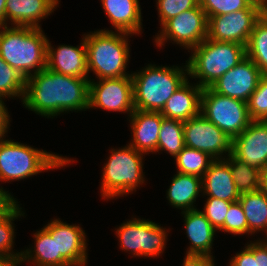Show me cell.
I'll return each instance as SVG.
<instances>
[{"mask_svg":"<svg viewBox=\"0 0 267 266\" xmlns=\"http://www.w3.org/2000/svg\"><path fill=\"white\" fill-rule=\"evenodd\" d=\"M27 78L18 70L8 65L0 56V97L21 99L23 102Z\"/></svg>","mask_w":267,"mask_h":266,"instance_id":"cell-30","label":"cell"},{"mask_svg":"<svg viewBox=\"0 0 267 266\" xmlns=\"http://www.w3.org/2000/svg\"><path fill=\"white\" fill-rule=\"evenodd\" d=\"M129 118L132 141L128 144L146 155L156 154L164 117L160 112L134 110Z\"/></svg>","mask_w":267,"mask_h":266,"instance_id":"cell-19","label":"cell"},{"mask_svg":"<svg viewBox=\"0 0 267 266\" xmlns=\"http://www.w3.org/2000/svg\"><path fill=\"white\" fill-rule=\"evenodd\" d=\"M232 203L214 197H207L201 212L206 216L210 224L216 230H219L224 225L228 209Z\"/></svg>","mask_w":267,"mask_h":266,"instance_id":"cell-37","label":"cell"},{"mask_svg":"<svg viewBox=\"0 0 267 266\" xmlns=\"http://www.w3.org/2000/svg\"><path fill=\"white\" fill-rule=\"evenodd\" d=\"M102 169L101 197L116 199L133 194L140 185L145 183L143 160L146 154L130 146L112 148ZM144 154V155H143Z\"/></svg>","mask_w":267,"mask_h":266,"instance_id":"cell-7","label":"cell"},{"mask_svg":"<svg viewBox=\"0 0 267 266\" xmlns=\"http://www.w3.org/2000/svg\"><path fill=\"white\" fill-rule=\"evenodd\" d=\"M185 146L223 160L232 152V139L201 113L183 122ZM227 155V156H226Z\"/></svg>","mask_w":267,"mask_h":266,"instance_id":"cell-11","label":"cell"},{"mask_svg":"<svg viewBox=\"0 0 267 266\" xmlns=\"http://www.w3.org/2000/svg\"><path fill=\"white\" fill-rule=\"evenodd\" d=\"M253 4L262 7L267 11V0H250Z\"/></svg>","mask_w":267,"mask_h":266,"instance_id":"cell-46","label":"cell"},{"mask_svg":"<svg viewBox=\"0 0 267 266\" xmlns=\"http://www.w3.org/2000/svg\"><path fill=\"white\" fill-rule=\"evenodd\" d=\"M116 228L120 249L132 257H159L166 248L169 229L159 223L137 217ZM168 230V231H167Z\"/></svg>","mask_w":267,"mask_h":266,"instance_id":"cell-8","label":"cell"},{"mask_svg":"<svg viewBox=\"0 0 267 266\" xmlns=\"http://www.w3.org/2000/svg\"><path fill=\"white\" fill-rule=\"evenodd\" d=\"M47 41L42 28L0 26V56L26 78L47 67Z\"/></svg>","mask_w":267,"mask_h":266,"instance_id":"cell-3","label":"cell"},{"mask_svg":"<svg viewBox=\"0 0 267 266\" xmlns=\"http://www.w3.org/2000/svg\"><path fill=\"white\" fill-rule=\"evenodd\" d=\"M246 56L267 74V11L257 20L246 45Z\"/></svg>","mask_w":267,"mask_h":266,"instance_id":"cell-27","label":"cell"},{"mask_svg":"<svg viewBox=\"0 0 267 266\" xmlns=\"http://www.w3.org/2000/svg\"><path fill=\"white\" fill-rule=\"evenodd\" d=\"M74 161L6 137L0 140V182L24 180L44 171L61 169Z\"/></svg>","mask_w":267,"mask_h":266,"instance_id":"cell-5","label":"cell"},{"mask_svg":"<svg viewBox=\"0 0 267 266\" xmlns=\"http://www.w3.org/2000/svg\"><path fill=\"white\" fill-rule=\"evenodd\" d=\"M135 110L160 112L167 100L189 79L187 62L183 66L148 64L134 72Z\"/></svg>","mask_w":267,"mask_h":266,"instance_id":"cell-2","label":"cell"},{"mask_svg":"<svg viewBox=\"0 0 267 266\" xmlns=\"http://www.w3.org/2000/svg\"><path fill=\"white\" fill-rule=\"evenodd\" d=\"M200 113L231 139L240 135L252 121L247 102L233 99L203 88Z\"/></svg>","mask_w":267,"mask_h":266,"instance_id":"cell-9","label":"cell"},{"mask_svg":"<svg viewBox=\"0 0 267 266\" xmlns=\"http://www.w3.org/2000/svg\"><path fill=\"white\" fill-rule=\"evenodd\" d=\"M177 172L203 177L214 161L207 153L185 146L174 158Z\"/></svg>","mask_w":267,"mask_h":266,"instance_id":"cell-31","label":"cell"},{"mask_svg":"<svg viewBox=\"0 0 267 266\" xmlns=\"http://www.w3.org/2000/svg\"><path fill=\"white\" fill-rule=\"evenodd\" d=\"M202 196L214 197L228 202H237L240 193L232 178L230 164L225 160H214L202 177Z\"/></svg>","mask_w":267,"mask_h":266,"instance_id":"cell-22","label":"cell"},{"mask_svg":"<svg viewBox=\"0 0 267 266\" xmlns=\"http://www.w3.org/2000/svg\"><path fill=\"white\" fill-rule=\"evenodd\" d=\"M251 120L267 121V74H262L258 87L247 101Z\"/></svg>","mask_w":267,"mask_h":266,"instance_id":"cell-34","label":"cell"},{"mask_svg":"<svg viewBox=\"0 0 267 266\" xmlns=\"http://www.w3.org/2000/svg\"><path fill=\"white\" fill-rule=\"evenodd\" d=\"M160 28L153 37L157 47L162 48L166 42L171 41L190 53V50L207 38L208 18L198 4L171 18Z\"/></svg>","mask_w":267,"mask_h":266,"instance_id":"cell-10","label":"cell"},{"mask_svg":"<svg viewBox=\"0 0 267 266\" xmlns=\"http://www.w3.org/2000/svg\"><path fill=\"white\" fill-rule=\"evenodd\" d=\"M20 259L0 257V266H20Z\"/></svg>","mask_w":267,"mask_h":266,"instance_id":"cell-43","label":"cell"},{"mask_svg":"<svg viewBox=\"0 0 267 266\" xmlns=\"http://www.w3.org/2000/svg\"><path fill=\"white\" fill-rule=\"evenodd\" d=\"M3 99L4 98L0 97V140L8 134V128L11 122L9 112Z\"/></svg>","mask_w":267,"mask_h":266,"instance_id":"cell-42","label":"cell"},{"mask_svg":"<svg viewBox=\"0 0 267 266\" xmlns=\"http://www.w3.org/2000/svg\"><path fill=\"white\" fill-rule=\"evenodd\" d=\"M185 147L183 122L168 118L162 119L157 152L165 151L173 158Z\"/></svg>","mask_w":267,"mask_h":266,"instance_id":"cell-29","label":"cell"},{"mask_svg":"<svg viewBox=\"0 0 267 266\" xmlns=\"http://www.w3.org/2000/svg\"><path fill=\"white\" fill-rule=\"evenodd\" d=\"M255 266H267V243L264 239L254 240Z\"/></svg>","mask_w":267,"mask_h":266,"instance_id":"cell-41","label":"cell"},{"mask_svg":"<svg viewBox=\"0 0 267 266\" xmlns=\"http://www.w3.org/2000/svg\"><path fill=\"white\" fill-rule=\"evenodd\" d=\"M187 59L188 76L202 89L210 87L246 57V46L206 38L191 51ZM197 78V79H196Z\"/></svg>","mask_w":267,"mask_h":266,"instance_id":"cell-6","label":"cell"},{"mask_svg":"<svg viewBox=\"0 0 267 266\" xmlns=\"http://www.w3.org/2000/svg\"><path fill=\"white\" fill-rule=\"evenodd\" d=\"M242 205L248 223V235L265 232L267 235V195L260 189L240 194L238 199Z\"/></svg>","mask_w":267,"mask_h":266,"instance_id":"cell-25","label":"cell"},{"mask_svg":"<svg viewBox=\"0 0 267 266\" xmlns=\"http://www.w3.org/2000/svg\"><path fill=\"white\" fill-rule=\"evenodd\" d=\"M83 35L88 73L93 72L95 79L119 78L132 74V71H127V63L131 58L128 38L134 35L111 29L90 31Z\"/></svg>","mask_w":267,"mask_h":266,"instance_id":"cell-4","label":"cell"},{"mask_svg":"<svg viewBox=\"0 0 267 266\" xmlns=\"http://www.w3.org/2000/svg\"><path fill=\"white\" fill-rule=\"evenodd\" d=\"M225 160L230 164L232 178L240 194L254 192L261 189L262 171L249 166L232 154Z\"/></svg>","mask_w":267,"mask_h":266,"instance_id":"cell-28","label":"cell"},{"mask_svg":"<svg viewBox=\"0 0 267 266\" xmlns=\"http://www.w3.org/2000/svg\"><path fill=\"white\" fill-rule=\"evenodd\" d=\"M34 247H27L22 251L20 258V265L27 262L33 266H56V246L55 237H51V234L43 227L41 230L33 234Z\"/></svg>","mask_w":267,"mask_h":266,"instance_id":"cell-26","label":"cell"},{"mask_svg":"<svg viewBox=\"0 0 267 266\" xmlns=\"http://www.w3.org/2000/svg\"><path fill=\"white\" fill-rule=\"evenodd\" d=\"M25 216L24 210L18 204L8 215L0 218V257L20 259L22 251L15 252V226L13 221Z\"/></svg>","mask_w":267,"mask_h":266,"instance_id":"cell-32","label":"cell"},{"mask_svg":"<svg viewBox=\"0 0 267 266\" xmlns=\"http://www.w3.org/2000/svg\"><path fill=\"white\" fill-rule=\"evenodd\" d=\"M89 78L60 74L47 67L27 78L23 106L45 118L89 109Z\"/></svg>","mask_w":267,"mask_h":266,"instance_id":"cell-1","label":"cell"},{"mask_svg":"<svg viewBox=\"0 0 267 266\" xmlns=\"http://www.w3.org/2000/svg\"><path fill=\"white\" fill-rule=\"evenodd\" d=\"M231 154L263 171L267 167V121L252 120L240 135L232 139Z\"/></svg>","mask_w":267,"mask_h":266,"instance_id":"cell-16","label":"cell"},{"mask_svg":"<svg viewBox=\"0 0 267 266\" xmlns=\"http://www.w3.org/2000/svg\"><path fill=\"white\" fill-rule=\"evenodd\" d=\"M229 266H255L254 241L247 242L243 250L233 255Z\"/></svg>","mask_w":267,"mask_h":266,"instance_id":"cell-38","label":"cell"},{"mask_svg":"<svg viewBox=\"0 0 267 266\" xmlns=\"http://www.w3.org/2000/svg\"><path fill=\"white\" fill-rule=\"evenodd\" d=\"M264 12V9H243L209 17L207 38L246 46L255 23Z\"/></svg>","mask_w":267,"mask_h":266,"instance_id":"cell-14","label":"cell"},{"mask_svg":"<svg viewBox=\"0 0 267 266\" xmlns=\"http://www.w3.org/2000/svg\"><path fill=\"white\" fill-rule=\"evenodd\" d=\"M198 4L199 0H156L160 26L178 14L195 8Z\"/></svg>","mask_w":267,"mask_h":266,"instance_id":"cell-36","label":"cell"},{"mask_svg":"<svg viewBox=\"0 0 267 266\" xmlns=\"http://www.w3.org/2000/svg\"><path fill=\"white\" fill-rule=\"evenodd\" d=\"M5 3L6 0H0V26H5Z\"/></svg>","mask_w":267,"mask_h":266,"instance_id":"cell-44","label":"cell"},{"mask_svg":"<svg viewBox=\"0 0 267 266\" xmlns=\"http://www.w3.org/2000/svg\"><path fill=\"white\" fill-rule=\"evenodd\" d=\"M77 46L58 45L57 48L47 41V68L54 72L79 77L89 78L87 67V50L84 35Z\"/></svg>","mask_w":267,"mask_h":266,"instance_id":"cell-17","label":"cell"},{"mask_svg":"<svg viewBox=\"0 0 267 266\" xmlns=\"http://www.w3.org/2000/svg\"><path fill=\"white\" fill-rule=\"evenodd\" d=\"M115 32L131 35L142 33V13L139 0H100Z\"/></svg>","mask_w":267,"mask_h":266,"instance_id":"cell-21","label":"cell"},{"mask_svg":"<svg viewBox=\"0 0 267 266\" xmlns=\"http://www.w3.org/2000/svg\"><path fill=\"white\" fill-rule=\"evenodd\" d=\"M9 191L0 186V218L8 215L17 205L18 201Z\"/></svg>","mask_w":267,"mask_h":266,"instance_id":"cell-39","label":"cell"},{"mask_svg":"<svg viewBox=\"0 0 267 266\" xmlns=\"http://www.w3.org/2000/svg\"><path fill=\"white\" fill-rule=\"evenodd\" d=\"M89 109L133 113L132 75L109 79H89Z\"/></svg>","mask_w":267,"mask_h":266,"instance_id":"cell-12","label":"cell"},{"mask_svg":"<svg viewBox=\"0 0 267 266\" xmlns=\"http://www.w3.org/2000/svg\"><path fill=\"white\" fill-rule=\"evenodd\" d=\"M188 79L165 103L160 111L164 118L185 122L200 114L203 89Z\"/></svg>","mask_w":267,"mask_h":266,"instance_id":"cell-23","label":"cell"},{"mask_svg":"<svg viewBox=\"0 0 267 266\" xmlns=\"http://www.w3.org/2000/svg\"><path fill=\"white\" fill-rule=\"evenodd\" d=\"M261 76V70L246 56L219 77L210 88L218 94L247 102L258 87Z\"/></svg>","mask_w":267,"mask_h":266,"instance_id":"cell-15","label":"cell"},{"mask_svg":"<svg viewBox=\"0 0 267 266\" xmlns=\"http://www.w3.org/2000/svg\"><path fill=\"white\" fill-rule=\"evenodd\" d=\"M199 5L206 13L207 18L243 9H263L250 0H199Z\"/></svg>","mask_w":267,"mask_h":266,"instance_id":"cell-33","label":"cell"},{"mask_svg":"<svg viewBox=\"0 0 267 266\" xmlns=\"http://www.w3.org/2000/svg\"><path fill=\"white\" fill-rule=\"evenodd\" d=\"M235 235L248 234V223L242 205L239 201L233 202L227 212L224 225L219 231Z\"/></svg>","mask_w":267,"mask_h":266,"instance_id":"cell-35","label":"cell"},{"mask_svg":"<svg viewBox=\"0 0 267 266\" xmlns=\"http://www.w3.org/2000/svg\"><path fill=\"white\" fill-rule=\"evenodd\" d=\"M181 214L184 218L186 237L190 240L189 243L191 242L186 254L214 257L211 249L217 230L199 209L188 210Z\"/></svg>","mask_w":267,"mask_h":266,"instance_id":"cell-20","label":"cell"},{"mask_svg":"<svg viewBox=\"0 0 267 266\" xmlns=\"http://www.w3.org/2000/svg\"><path fill=\"white\" fill-rule=\"evenodd\" d=\"M44 228L51 234V237H55L56 266H86L88 264V239L82 227L55 218L51 219Z\"/></svg>","mask_w":267,"mask_h":266,"instance_id":"cell-13","label":"cell"},{"mask_svg":"<svg viewBox=\"0 0 267 266\" xmlns=\"http://www.w3.org/2000/svg\"><path fill=\"white\" fill-rule=\"evenodd\" d=\"M261 190L267 195V167L262 171Z\"/></svg>","mask_w":267,"mask_h":266,"instance_id":"cell-45","label":"cell"},{"mask_svg":"<svg viewBox=\"0 0 267 266\" xmlns=\"http://www.w3.org/2000/svg\"><path fill=\"white\" fill-rule=\"evenodd\" d=\"M59 2L60 0H6L5 26L41 28V19L52 15L59 7Z\"/></svg>","mask_w":267,"mask_h":266,"instance_id":"cell-18","label":"cell"},{"mask_svg":"<svg viewBox=\"0 0 267 266\" xmlns=\"http://www.w3.org/2000/svg\"><path fill=\"white\" fill-rule=\"evenodd\" d=\"M166 192V198L174 208L180 209L182 212L198 209L194 204H196L198 196L203 193L202 178L197 175L176 172Z\"/></svg>","mask_w":267,"mask_h":266,"instance_id":"cell-24","label":"cell"},{"mask_svg":"<svg viewBox=\"0 0 267 266\" xmlns=\"http://www.w3.org/2000/svg\"><path fill=\"white\" fill-rule=\"evenodd\" d=\"M215 257L185 254L182 266H215Z\"/></svg>","mask_w":267,"mask_h":266,"instance_id":"cell-40","label":"cell"}]
</instances>
